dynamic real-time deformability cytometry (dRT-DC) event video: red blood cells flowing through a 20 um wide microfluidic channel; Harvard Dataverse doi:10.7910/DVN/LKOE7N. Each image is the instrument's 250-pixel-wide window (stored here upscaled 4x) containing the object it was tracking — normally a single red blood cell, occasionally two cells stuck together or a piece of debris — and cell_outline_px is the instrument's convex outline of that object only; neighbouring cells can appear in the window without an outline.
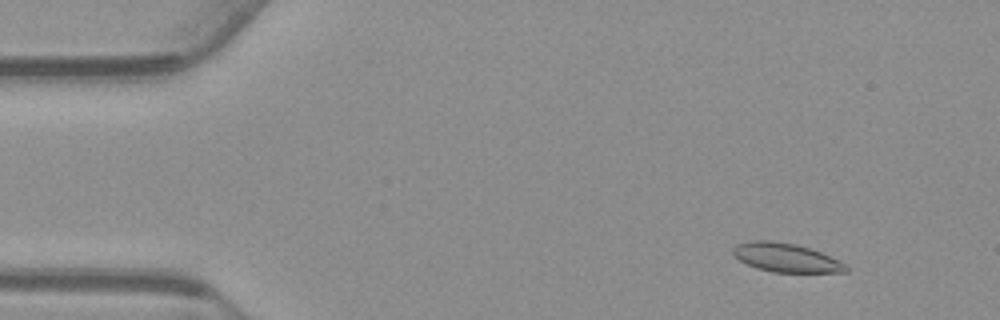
{"species": "common noctule bat (a hibernating species)", "species_latin": "Nyctalus noctula", "temperature_condition": "warm", "stored_images_in_passage": 55, "camera_frame_rate_fps": 3000, "um_per_image_px": 0.085, "animal": {"sex": "male", "body_mass_g": 23.1, "forearm_length_mm": 52.7}, "frame": {"image": 1, "passage_image": 6, "time_ms": 1.667, "image_size_px": [1000, 320], "cell_outline_px": [[848, 272], [772, 272], [756, 268], [732, 256], [732, 248], [736, 244], [752, 240], [768, 240], [796, 244], [820, 252], [848, 264]], "centroid_in_image_um": [66.79, 21.9], "position_along_channel_um": 18.2, "area_um2": 19.02}}
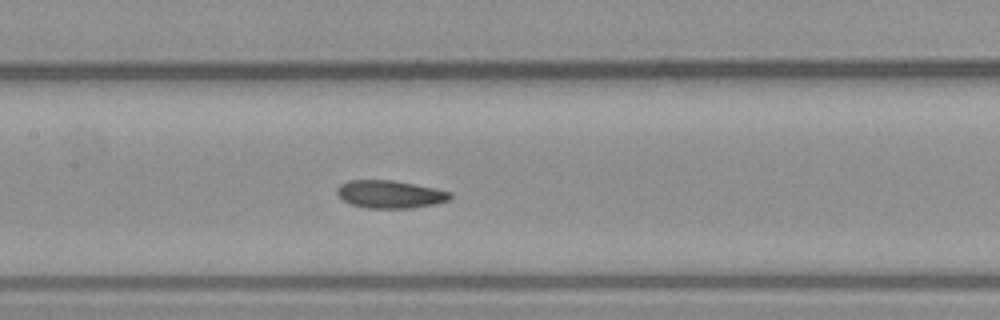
{"frame": {"image": 2, "passage_image": 26, "time_ms": 8.333, "image_size_px": [1000, 320], "cell_outline_px": [[452, 196], [448, 200], [436, 204], [412, 208], [368, 208], [352, 204], [344, 200], [336, 192], [336, 188], [340, 184], [348, 180], [392, 180], [436, 188], [452, 192]], "centroid_in_image_um": [33.17, 16.51], "position_along_channel_um": 174.2, "area_um2": 18.32}}
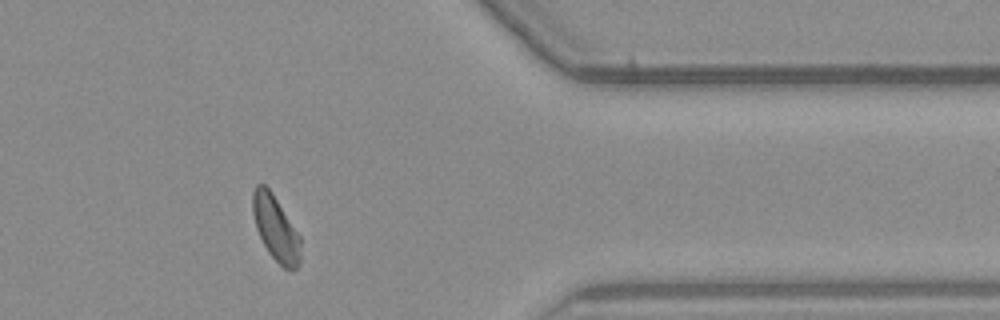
{"frame": {"image": 3, "passage_image": 45, "time_ms": 14.667, "image_size_px": [1000, 320], "cell_outline_px": [[300, 264], [296, 268], [284, 268], [268, 252], [256, 228], [252, 212], [252, 192], [256, 184], [264, 184], [272, 192], [300, 236]], "centroid_in_image_um": [23.42, 19.37], "position_along_channel_um": 388.0, "area_um2": 17.92}, "authors_computed_cell_mechanics": {"area_um2": 18.6694, "velocity_mm_per_s": 3.7235, "shape_relaxation_time_tau1_ms": 4.7964, "shape_relaxation_time_tau2_ms": 2.2807, "deformation_change_tau1": 0.1418, "deformation_change_tau2": 0.0834}}